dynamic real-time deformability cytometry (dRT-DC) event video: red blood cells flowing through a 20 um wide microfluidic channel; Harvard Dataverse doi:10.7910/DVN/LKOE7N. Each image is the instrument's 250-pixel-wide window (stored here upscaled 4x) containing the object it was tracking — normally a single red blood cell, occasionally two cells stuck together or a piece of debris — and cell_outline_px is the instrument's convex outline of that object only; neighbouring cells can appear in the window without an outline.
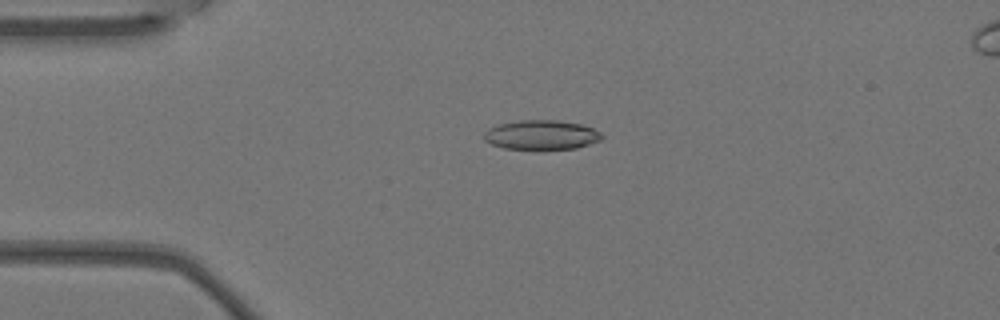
{"species": "Egyptian fruit bat (a non-hibernating species)", "species_latin": "Rousettus aegyptiacus", "temperature_condition": "warm", "stored_images_in_passage": 5, "camera_frame_rate_fps": 3000, "um_per_image_px": 0.085, "animal": {"sex": "female"}, "frame": {"image": 1, "passage_image": 3, "time_ms": 0.667, "image_size_px": [1000, 320], "cell_outline_px": [[604, 136], [600, 140], [576, 148], [540, 152], [504, 148], [492, 144], [484, 140], [484, 132], [488, 128], [496, 124], [520, 120], [560, 120], [580, 124], [592, 128], [600, 132]], "centroid_in_image_um": [45.99, 11.5], "position_along_channel_um": 39.0, "area_um2": 21.04}}
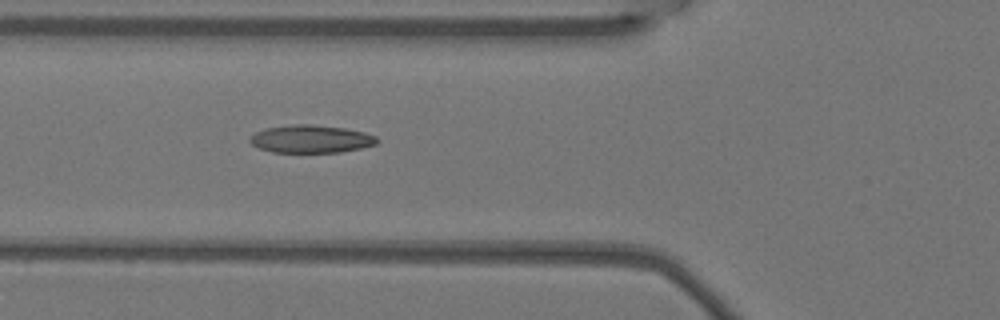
{"frame": {"image": 2, "passage_image": 5, "time_ms": 1.333, "image_size_px": [1000, 320], "cell_outline_px": [[380, 140], [376, 144], [360, 148], [340, 152], [272, 152], [260, 148], [252, 144], [248, 140], [256, 132], [264, 128], [292, 124], [312, 124], [344, 128], [364, 132], [376, 136]], "centroid_in_image_um": [26.44, 11.8], "position_along_channel_um": 99.4, "area_um2": 20.58}}